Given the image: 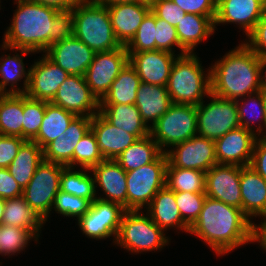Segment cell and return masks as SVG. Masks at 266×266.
<instances>
[{
    "label": "cell",
    "mask_w": 266,
    "mask_h": 266,
    "mask_svg": "<svg viewBox=\"0 0 266 266\" xmlns=\"http://www.w3.org/2000/svg\"><path fill=\"white\" fill-rule=\"evenodd\" d=\"M2 225H12L32 231L38 238L44 220L29 206L23 196L6 199Z\"/></svg>",
    "instance_id": "33"
},
{
    "label": "cell",
    "mask_w": 266,
    "mask_h": 266,
    "mask_svg": "<svg viewBox=\"0 0 266 266\" xmlns=\"http://www.w3.org/2000/svg\"><path fill=\"white\" fill-rule=\"evenodd\" d=\"M260 92L262 95V100H263L264 110H265V134L263 132L262 136H266V88H261Z\"/></svg>",
    "instance_id": "58"
},
{
    "label": "cell",
    "mask_w": 266,
    "mask_h": 266,
    "mask_svg": "<svg viewBox=\"0 0 266 266\" xmlns=\"http://www.w3.org/2000/svg\"><path fill=\"white\" fill-rule=\"evenodd\" d=\"M259 66H260V85L261 88H266V57H260Z\"/></svg>",
    "instance_id": "56"
},
{
    "label": "cell",
    "mask_w": 266,
    "mask_h": 266,
    "mask_svg": "<svg viewBox=\"0 0 266 266\" xmlns=\"http://www.w3.org/2000/svg\"><path fill=\"white\" fill-rule=\"evenodd\" d=\"M257 230L258 225L252 223L242 209L206 196L199 217L188 233L206 242L217 255H223L249 242H257Z\"/></svg>",
    "instance_id": "1"
},
{
    "label": "cell",
    "mask_w": 266,
    "mask_h": 266,
    "mask_svg": "<svg viewBox=\"0 0 266 266\" xmlns=\"http://www.w3.org/2000/svg\"><path fill=\"white\" fill-rule=\"evenodd\" d=\"M73 26L72 10L60 11L53 20L50 33V46L55 42L70 38L73 35Z\"/></svg>",
    "instance_id": "48"
},
{
    "label": "cell",
    "mask_w": 266,
    "mask_h": 266,
    "mask_svg": "<svg viewBox=\"0 0 266 266\" xmlns=\"http://www.w3.org/2000/svg\"><path fill=\"white\" fill-rule=\"evenodd\" d=\"M74 113L46 102L45 115L37 136L32 140L44 149L50 142L58 138L69 127L76 117Z\"/></svg>",
    "instance_id": "32"
},
{
    "label": "cell",
    "mask_w": 266,
    "mask_h": 266,
    "mask_svg": "<svg viewBox=\"0 0 266 266\" xmlns=\"http://www.w3.org/2000/svg\"><path fill=\"white\" fill-rule=\"evenodd\" d=\"M38 60L28 69L29 83L25 94L33 99L51 102L60 85L70 75L46 55Z\"/></svg>",
    "instance_id": "18"
},
{
    "label": "cell",
    "mask_w": 266,
    "mask_h": 266,
    "mask_svg": "<svg viewBox=\"0 0 266 266\" xmlns=\"http://www.w3.org/2000/svg\"><path fill=\"white\" fill-rule=\"evenodd\" d=\"M262 6H263V9H264L265 12H266V0H262Z\"/></svg>",
    "instance_id": "60"
},
{
    "label": "cell",
    "mask_w": 266,
    "mask_h": 266,
    "mask_svg": "<svg viewBox=\"0 0 266 266\" xmlns=\"http://www.w3.org/2000/svg\"><path fill=\"white\" fill-rule=\"evenodd\" d=\"M185 13L201 16H216V2L214 0H172Z\"/></svg>",
    "instance_id": "51"
},
{
    "label": "cell",
    "mask_w": 266,
    "mask_h": 266,
    "mask_svg": "<svg viewBox=\"0 0 266 266\" xmlns=\"http://www.w3.org/2000/svg\"><path fill=\"white\" fill-rule=\"evenodd\" d=\"M89 170L83 168L75 171V167H65L60 176V190L93 202L97 198V192L93 174L86 173Z\"/></svg>",
    "instance_id": "38"
},
{
    "label": "cell",
    "mask_w": 266,
    "mask_h": 266,
    "mask_svg": "<svg viewBox=\"0 0 266 266\" xmlns=\"http://www.w3.org/2000/svg\"><path fill=\"white\" fill-rule=\"evenodd\" d=\"M165 153L168 162L173 167L196 169L206 173L211 167L218 164L215 155V142L199 135L174 145L173 149L171 148Z\"/></svg>",
    "instance_id": "13"
},
{
    "label": "cell",
    "mask_w": 266,
    "mask_h": 266,
    "mask_svg": "<svg viewBox=\"0 0 266 266\" xmlns=\"http://www.w3.org/2000/svg\"><path fill=\"white\" fill-rule=\"evenodd\" d=\"M156 16L150 11L143 19L135 36L125 46L128 53L156 50Z\"/></svg>",
    "instance_id": "43"
},
{
    "label": "cell",
    "mask_w": 266,
    "mask_h": 266,
    "mask_svg": "<svg viewBox=\"0 0 266 266\" xmlns=\"http://www.w3.org/2000/svg\"><path fill=\"white\" fill-rule=\"evenodd\" d=\"M240 174V166L226 164L214 165L206 172V196L242 209Z\"/></svg>",
    "instance_id": "15"
},
{
    "label": "cell",
    "mask_w": 266,
    "mask_h": 266,
    "mask_svg": "<svg viewBox=\"0 0 266 266\" xmlns=\"http://www.w3.org/2000/svg\"><path fill=\"white\" fill-rule=\"evenodd\" d=\"M240 188L243 213L249 219L262 216L266 220V181L250 166H244L241 167Z\"/></svg>",
    "instance_id": "25"
},
{
    "label": "cell",
    "mask_w": 266,
    "mask_h": 266,
    "mask_svg": "<svg viewBox=\"0 0 266 266\" xmlns=\"http://www.w3.org/2000/svg\"><path fill=\"white\" fill-rule=\"evenodd\" d=\"M90 172L93 173L95 189L98 185L105 194V198H97L112 201L127 210L126 171L115 160L104 159L92 167Z\"/></svg>",
    "instance_id": "23"
},
{
    "label": "cell",
    "mask_w": 266,
    "mask_h": 266,
    "mask_svg": "<svg viewBox=\"0 0 266 266\" xmlns=\"http://www.w3.org/2000/svg\"><path fill=\"white\" fill-rule=\"evenodd\" d=\"M156 50L175 53L173 46L181 50V55L186 54L182 51L178 40L176 27L167 23L165 20L156 17V30H155Z\"/></svg>",
    "instance_id": "46"
},
{
    "label": "cell",
    "mask_w": 266,
    "mask_h": 266,
    "mask_svg": "<svg viewBox=\"0 0 266 266\" xmlns=\"http://www.w3.org/2000/svg\"><path fill=\"white\" fill-rule=\"evenodd\" d=\"M97 2L109 6L116 3H125V2H142V1H149V0H96Z\"/></svg>",
    "instance_id": "57"
},
{
    "label": "cell",
    "mask_w": 266,
    "mask_h": 266,
    "mask_svg": "<svg viewBox=\"0 0 266 266\" xmlns=\"http://www.w3.org/2000/svg\"><path fill=\"white\" fill-rule=\"evenodd\" d=\"M125 211L119 204L96 198L90 209L78 219V225L87 238L105 240L114 236L115 243Z\"/></svg>",
    "instance_id": "11"
},
{
    "label": "cell",
    "mask_w": 266,
    "mask_h": 266,
    "mask_svg": "<svg viewBox=\"0 0 266 266\" xmlns=\"http://www.w3.org/2000/svg\"><path fill=\"white\" fill-rule=\"evenodd\" d=\"M116 39L126 46L151 11L150 1L116 3L108 6Z\"/></svg>",
    "instance_id": "21"
},
{
    "label": "cell",
    "mask_w": 266,
    "mask_h": 266,
    "mask_svg": "<svg viewBox=\"0 0 266 266\" xmlns=\"http://www.w3.org/2000/svg\"><path fill=\"white\" fill-rule=\"evenodd\" d=\"M195 53L176 56L168 82L167 91L173 103L199 105L204 96L211 94V71L205 74Z\"/></svg>",
    "instance_id": "5"
},
{
    "label": "cell",
    "mask_w": 266,
    "mask_h": 266,
    "mask_svg": "<svg viewBox=\"0 0 266 266\" xmlns=\"http://www.w3.org/2000/svg\"><path fill=\"white\" fill-rule=\"evenodd\" d=\"M32 239L37 241L38 237L28 229L0 224V254L2 256L20 253Z\"/></svg>",
    "instance_id": "40"
},
{
    "label": "cell",
    "mask_w": 266,
    "mask_h": 266,
    "mask_svg": "<svg viewBox=\"0 0 266 266\" xmlns=\"http://www.w3.org/2000/svg\"><path fill=\"white\" fill-rule=\"evenodd\" d=\"M206 193L175 192V201L183 221L191 227L199 217Z\"/></svg>",
    "instance_id": "45"
},
{
    "label": "cell",
    "mask_w": 266,
    "mask_h": 266,
    "mask_svg": "<svg viewBox=\"0 0 266 266\" xmlns=\"http://www.w3.org/2000/svg\"><path fill=\"white\" fill-rule=\"evenodd\" d=\"M208 104L203 100L197 109V135L219 139L226 133L241 126L237 112L236 100L224 99L214 94ZM205 103V104H204Z\"/></svg>",
    "instance_id": "9"
},
{
    "label": "cell",
    "mask_w": 266,
    "mask_h": 266,
    "mask_svg": "<svg viewBox=\"0 0 266 266\" xmlns=\"http://www.w3.org/2000/svg\"><path fill=\"white\" fill-rule=\"evenodd\" d=\"M52 104L77 116L93 117L99 113L100 102L92 94L84 76L70 75L58 88Z\"/></svg>",
    "instance_id": "14"
},
{
    "label": "cell",
    "mask_w": 266,
    "mask_h": 266,
    "mask_svg": "<svg viewBox=\"0 0 266 266\" xmlns=\"http://www.w3.org/2000/svg\"><path fill=\"white\" fill-rule=\"evenodd\" d=\"M246 37L244 43L259 57H266V13Z\"/></svg>",
    "instance_id": "50"
},
{
    "label": "cell",
    "mask_w": 266,
    "mask_h": 266,
    "mask_svg": "<svg viewBox=\"0 0 266 266\" xmlns=\"http://www.w3.org/2000/svg\"><path fill=\"white\" fill-rule=\"evenodd\" d=\"M167 163V155L162 152L153 162L126 172L127 210L147 209L153 197L165 186Z\"/></svg>",
    "instance_id": "8"
},
{
    "label": "cell",
    "mask_w": 266,
    "mask_h": 266,
    "mask_svg": "<svg viewBox=\"0 0 266 266\" xmlns=\"http://www.w3.org/2000/svg\"><path fill=\"white\" fill-rule=\"evenodd\" d=\"M146 209L150 218L163 230L175 227L189 232V226L183 221L175 201V192L166 185L153 197Z\"/></svg>",
    "instance_id": "27"
},
{
    "label": "cell",
    "mask_w": 266,
    "mask_h": 266,
    "mask_svg": "<svg viewBox=\"0 0 266 266\" xmlns=\"http://www.w3.org/2000/svg\"><path fill=\"white\" fill-rule=\"evenodd\" d=\"M92 117L76 116L67 130L43 149V159L73 167V152L82 137L91 129Z\"/></svg>",
    "instance_id": "20"
},
{
    "label": "cell",
    "mask_w": 266,
    "mask_h": 266,
    "mask_svg": "<svg viewBox=\"0 0 266 266\" xmlns=\"http://www.w3.org/2000/svg\"><path fill=\"white\" fill-rule=\"evenodd\" d=\"M23 195V189L15 181L7 168H0V197L3 199L17 198Z\"/></svg>",
    "instance_id": "52"
},
{
    "label": "cell",
    "mask_w": 266,
    "mask_h": 266,
    "mask_svg": "<svg viewBox=\"0 0 266 266\" xmlns=\"http://www.w3.org/2000/svg\"><path fill=\"white\" fill-rule=\"evenodd\" d=\"M151 12L160 19L176 27L184 18L185 12L172 0H150Z\"/></svg>",
    "instance_id": "47"
},
{
    "label": "cell",
    "mask_w": 266,
    "mask_h": 266,
    "mask_svg": "<svg viewBox=\"0 0 266 266\" xmlns=\"http://www.w3.org/2000/svg\"><path fill=\"white\" fill-rule=\"evenodd\" d=\"M205 176L204 171L173 167L168 162L165 185L174 192L205 193Z\"/></svg>",
    "instance_id": "37"
},
{
    "label": "cell",
    "mask_w": 266,
    "mask_h": 266,
    "mask_svg": "<svg viewBox=\"0 0 266 266\" xmlns=\"http://www.w3.org/2000/svg\"><path fill=\"white\" fill-rule=\"evenodd\" d=\"M23 94H0V134L23 138Z\"/></svg>",
    "instance_id": "36"
},
{
    "label": "cell",
    "mask_w": 266,
    "mask_h": 266,
    "mask_svg": "<svg viewBox=\"0 0 266 266\" xmlns=\"http://www.w3.org/2000/svg\"><path fill=\"white\" fill-rule=\"evenodd\" d=\"M265 13L262 0H220L216 4L215 28L217 24L234 23L247 36Z\"/></svg>",
    "instance_id": "22"
},
{
    "label": "cell",
    "mask_w": 266,
    "mask_h": 266,
    "mask_svg": "<svg viewBox=\"0 0 266 266\" xmlns=\"http://www.w3.org/2000/svg\"><path fill=\"white\" fill-rule=\"evenodd\" d=\"M73 35L95 52L120 48L116 39L108 6L96 0H80L72 9Z\"/></svg>",
    "instance_id": "4"
},
{
    "label": "cell",
    "mask_w": 266,
    "mask_h": 266,
    "mask_svg": "<svg viewBox=\"0 0 266 266\" xmlns=\"http://www.w3.org/2000/svg\"><path fill=\"white\" fill-rule=\"evenodd\" d=\"M2 49L19 51L21 52L19 54H22V56L16 53V55L12 57L10 54L2 55L0 57V94H25L29 83V70L26 72L23 57L26 54H31L33 52L25 49H14L4 44H2ZM22 78H25L23 80L24 86L20 89V87L17 86L19 84L17 82H20ZM7 86H10L11 88L7 90Z\"/></svg>",
    "instance_id": "30"
},
{
    "label": "cell",
    "mask_w": 266,
    "mask_h": 266,
    "mask_svg": "<svg viewBox=\"0 0 266 266\" xmlns=\"http://www.w3.org/2000/svg\"><path fill=\"white\" fill-rule=\"evenodd\" d=\"M43 160V149L36 142L26 140L7 169L24 189Z\"/></svg>",
    "instance_id": "31"
},
{
    "label": "cell",
    "mask_w": 266,
    "mask_h": 266,
    "mask_svg": "<svg viewBox=\"0 0 266 266\" xmlns=\"http://www.w3.org/2000/svg\"><path fill=\"white\" fill-rule=\"evenodd\" d=\"M240 44L209 67L215 96L237 100L261 90L260 57L244 42Z\"/></svg>",
    "instance_id": "2"
},
{
    "label": "cell",
    "mask_w": 266,
    "mask_h": 266,
    "mask_svg": "<svg viewBox=\"0 0 266 266\" xmlns=\"http://www.w3.org/2000/svg\"><path fill=\"white\" fill-rule=\"evenodd\" d=\"M96 52L74 35L53 43L45 55L69 75L84 76Z\"/></svg>",
    "instance_id": "17"
},
{
    "label": "cell",
    "mask_w": 266,
    "mask_h": 266,
    "mask_svg": "<svg viewBox=\"0 0 266 266\" xmlns=\"http://www.w3.org/2000/svg\"><path fill=\"white\" fill-rule=\"evenodd\" d=\"M150 135L164 153L168 150L167 147H173L197 135L196 106L173 103L150 128Z\"/></svg>",
    "instance_id": "7"
},
{
    "label": "cell",
    "mask_w": 266,
    "mask_h": 266,
    "mask_svg": "<svg viewBox=\"0 0 266 266\" xmlns=\"http://www.w3.org/2000/svg\"><path fill=\"white\" fill-rule=\"evenodd\" d=\"M26 140L19 136L0 134V168H8Z\"/></svg>",
    "instance_id": "49"
},
{
    "label": "cell",
    "mask_w": 266,
    "mask_h": 266,
    "mask_svg": "<svg viewBox=\"0 0 266 266\" xmlns=\"http://www.w3.org/2000/svg\"><path fill=\"white\" fill-rule=\"evenodd\" d=\"M215 16L186 13L176 26L180 47L186 53H194L195 47L215 32ZM194 49V50H193Z\"/></svg>",
    "instance_id": "28"
},
{
    "label": "cell",
    "mask_w": 266,
    "mask_h": 266,
    "mask_svg": "<svg viewBox=\"0 0 266 266\" xmlns=\"http://www.w3.org/2000/svg\"><path fill=\"white\" fill-rule=\"evenodd\" d=\"M99 112L115 127L134 135L137 139L150 135L135 104H100Z\"/></svg>",
    "instance_id": "29"
},
{
    "label": "cell",
    "mask_w": 266,
    "mask_h": 266,
    "mask_svg": "<svg viewBox=\"0 0 266 266\" xmlns=\"http://www.w3.org/2000/svg\"><path fill=\"white\" fill-rule=\"evenodd\" d=\"M5 202H6V200L3 199L2 197H0V224L2 222V216H3V210H4Z\"/></svg>",
    "instance_id": "59"
},
{
    "label": "cell",
    "mask_w": 266,
    "mask_h": 266,
    "mask_svg": "<svg viewBox=\"0 0 266 266\" xmlns=\"http://www.w3.org/2000/svg\"><path fill=\"white\" fill-rule=\"evenodd\" d=\"M92 201L62 192L54 198L52 210L66 217H82L91 207ZM54 208V209H53Z\"/></svg>",
    "instance_id": "44"
},
{
    "label": "cell",
    "mask_w": 266,
    "mask_h": 266,
    "mask_svg": "<svg viewBox=\"0 0 266 266\" xmlns=\"http://www.w3.org/2000/svg\"><path fill=\"white\" fill-rule=\"evenodd\" d=\"M256 132L239 127L215 140V155L218 164L250 166Z\"/></svg>",
    "instance_id": "16"
},
{
    "label": "cell",
    "mask_w": 266,
    "mask_h": 266,
    "mask_svg": "<svg viewBox=\"0 0 266 266\" xmlns=\"http://www.w3.org/2000/svg\"><path fill=\"white\" fill-rule=\"evenodd\" d=\"M91 130L104 159L115 160L138 140L134 135L113 126L100 112L92 117Z\"/></svg>",
    "instance_id": "24"
},
{
    "label": "cell",
    "mask_w": 266,
    "mask_h": 266,
    "mask_svg": "<svg viewBox=\"0 0 266 266\" xmlns=\"http://www.w3.org/2000/svg\"><path fill=\"white\" fill-rule=\"evenodd\" d=\"M45 6L54 7L60 11L71 10L80 0H30Z\"/></svg>",
    "instance_id": "54"
},
{
    "label": "cell",
    "mask_w": 266,
    "mask_h": 266,
    "mask_svg": "<svg viewBox=\"0 0 266 266\" xmlns=\"http://www.w3.org/2000/svg\"><path fill=\"white\" fill-rule=\"evenodd\" d=\"M126 210L121 219L115 244L132 253L157 251L169 244L170 239L146 213Z\"/></svg>",
    "instance_id": "6"
},
{
    "label": "cell",
    "mask_w": 266,
    "mask_h": 266,
    "mask_svg": "<svg viewBox=\"0 0 266 266\" xmlns=\"http://www.w3.org/2000/svg\"><path fill=\"white\" fill-rule=\"evenodd\" d=\"M12 24L4 33L3 44L14 49H25L33 53L50 47V33L54 17L60 10L30 0H15Z\"/></svg>",
    "instance_id": "3"
},
{
    "label": "cell",
    "mask_w": 266,
    "mask_h": 266,
    "mask_svg": "<svg viewBox=\"0 0 266 266\" xmlns=\"http://www.w3.org/2000/svg\"><path fill=\"white\" fill-rule=\"evenodd\" d=\"M246 98L243 97L241 99L236 100V106H237V112L239 115L240 124H241V127H244L245 129H248L252 132L256 131L259 137L261 136V133L263 132V130H265V110H264V104H263L261 92L259 91V92L247 95ZM251 107H254V108L251 109ZM249 114L253 117H250V116L248 117ZM255 116H257L258 119ZM255 119H257L258 122L260 121V123H258L257 129L254 131V127L251 124L257 123L255 122Z\"/></svg>",
    "instance_id": "39"
},
{
    "label": "cell",
    "mask_w": 266,
    "mask_h": 266,
    "mask_svg": "<svg viewBox=\"0 0 266 266\" xmlns=\"http://www.w3.org/2000/svg\"><path fill=\"white\" fill-rule=\"evenodd\" d=\"M181 55L161 50L128 53V62L136 70L141 82L167 86L176 57Z\"/></svg>",
    "instance_id": "19"
},
{
    "label": "cell",
    "mask_w": 266,
    "mask_h": 266,
    "mask_svg": "<svg viewBox=\"0 0 266 266\" xmlns=\"http://www.w3.org/2000/svg\"><path fill=\"white\" fill-rule=\"evenodd\" d=\"M250 167L266 181V136L257 138Z\"/></svg>",
    "instance_id": "53"
},
{
    "label": "cell",
    "mask_w": 266,
    "mask_h": 266,
    "mask_svg": "<svg viewBox=\"0 0 266 266\" xmlns=\"http://www.w3.org/2000/svg\"><path fill=\"white\" fill-rule=\"evenodd\" d=\"M127 63L128 52L123 45L113 51L96 52L84 78L99 102L108 93L111 84Z\"/></svg>",
    "instance_id": "12"
},
{
    "label": "cell",
    "mask_w": 266,
    "mask_h": 266,
    "mask_svg": "<svg viewBox=\"0 0 266 266\" xmlns=\"http://www.w3.org/2000/svg\"><path fill=\"white\" fill-rule=\"evenodd\" d=\"M66 166L43 160L32 179L23 189V197L29 206L46 223L54 198L60 191V176Z\"/></svg>",
    "instance_id": "10"
},
{
    "label": "cell",
    "mask_w": 266,
    "mask_h": 266,
    "mask_svg": "<svg viewBox=\"0 0 266 266\" xmlns=\"http://www.w3.org/2000/svg\"><path fill=\"white\" fill-rule=\"evenodd\" d=\"M141 79L128 62L119 72L100 104H135Z\"/></svg>",
    "instance_id": "34"
},
{
    "label": "cell",
    "mask_w": 266,
    "mask_h": 266,
    "mask_svg": "<svg viewBox=\"0 0 266 266\" xmlns=\"http://www.w3.org/2000/svg\"><path fill=\"white\" fill-rule=\"evenodd\" d=\"M46 101L23 94V138L32 141L38 134L45 115Z\"/></svg>",
    "instance_id": "41"
},
{
    "label": "cell",
    "mask_w": 266,
    "mask_h": 266,
    "mask_svg": "<svg viewBox=\"0 0 266 266\" xmlns=\"http://www.w3.org/2000/svg\"><path fill=\"white\" fill-rule=\"evenodd\" d=\"M161 153L158 144L148 135L135 141L115 161L128 172L153 162Z\"/></svg>",
    "instance_id": "35"
},
{
    "label": "cell",
    "mask_w": 266,
    "mask_h": 266,
    "mask_svg": "<svg viewBox=\"0 0 266 266\" xmlns=\"http://www.w3.org/2000/svg\"><path fill=\"white\" fill-rule=\"evenodd\" d=\"M257 242L263 250H266V220L258 225Z\"/></svg>",
    "instance_id": "55"
},
{
    "label": "cell",
    "mask_w": 266,
    "mask_h": 266,
    "mask_svg": "<svg viewBox=\"0 0 266 266\" xmlns=\"http://www.w3.org/2000/svg\"><path fill=\"white\" fill-rule=\"evenodd\" d=\"M103 160L95 134L90 129L74 149L73 168L79 165L82 169H91Z\"/></svg>",
    "instance_id": "42"
},
{
    "label": "cell",
    "mask_w": 266,
    "mask_h": 266,
    "mask_svg": "<svg viewBox=\"0 0 266 266\" xmlns=\"http://www.w3.org/2000/svg\"><path fill=\"white\" fill-rule=\"evenodd\" d=\"M173 104L166 86L142 82L137 90L135 105L147 127L151 128ZM149 121L152 123L148 124Z\"/></svg>",
    "instance_id": "26"
}]
</instances>
